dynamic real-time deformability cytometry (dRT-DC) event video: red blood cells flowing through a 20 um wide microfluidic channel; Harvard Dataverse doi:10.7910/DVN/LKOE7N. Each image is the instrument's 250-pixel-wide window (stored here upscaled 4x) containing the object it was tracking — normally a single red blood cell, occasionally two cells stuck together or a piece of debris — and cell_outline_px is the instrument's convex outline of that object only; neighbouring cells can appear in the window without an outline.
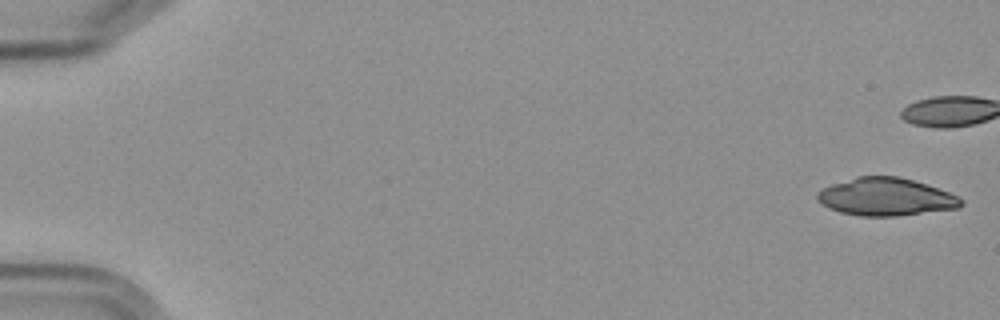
{"species": "Egyptian fruit bat (a non-hibernating species)", "species_latin": "Rousettus aegyptiacus", "temperature_condition": "cold", "stored_images_in_passage": 6, "camera_frame_rate_fps": 3000, "um_per_image_px": 0.085, "frame": {"image": 1, "passage_image": 1, "time_ms": 0.0, "image_size_px": [1000, 320], "cell_outline_px": [[964, 204], [956, 208], [896, 216], [860, 216], [840, 212], [828, 208], [816, 200], [816, 192], [832, 184], [856, 176], [896, 176], [912, 180], [960, 196], [964, 200]], "centroid_in_image_um": [75.26, 16.74], "position_along_channel_um": 9.7, "area_um2": 31.5}}